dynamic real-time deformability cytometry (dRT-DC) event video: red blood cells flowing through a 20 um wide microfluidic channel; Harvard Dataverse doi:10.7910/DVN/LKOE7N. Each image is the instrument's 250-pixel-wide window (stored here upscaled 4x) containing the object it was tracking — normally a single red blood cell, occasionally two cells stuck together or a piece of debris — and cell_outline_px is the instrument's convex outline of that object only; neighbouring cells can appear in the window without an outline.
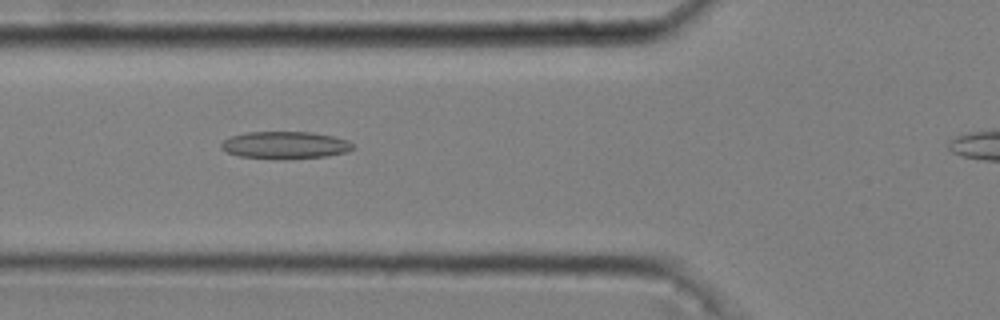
{"species": "common noctule bat (a hibernating species)", "species_latin": "Nyctalus noctula", "temperature_condition": "cold", "stored_images_in_passage": 33, "camera_frame_rate_fps": 3000, "um_per_image_px": 0.085, "animal": {"sex": "male", "body_mass_g": 20.4}, "frame": {"image": 1, "passage_image": 4, "time_ms": 1.0, "image_size_px": [1000, 320], "cell_outline_px": [[356, 148], [348, 152], [328, 156], [284, 160], [280, 160], [240, 156], [228, 152], [220, 148], [220, 144], [224, 140], [232, 136], [244, 132], [312, 132], [332, 136], [348, 140]], "centroid_in_image_um": [24.26, 12.35], "position_along_channel_um": 101.5, "area_um2": 21.27}}
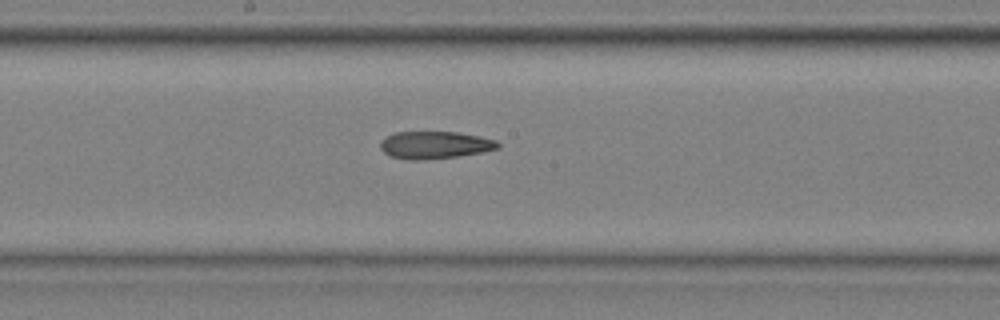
{"frame": {"image": 2, "passage_image": 13, "time_ms": 4.0, "image_size_px": [1000, 320], "cell_outline_px": [[500, 148], [484, 152], [460, 156], [420, 160], [412, 160], [388, 156], [380, 148], [380, 140], [396, 132], [456, 132], [480, 136], [496, 140], [500, 144]], "centroid_in_image_um": [36.98, 12.33], "position_along_channel_um": 211.2, "area_um2": 18.9}}
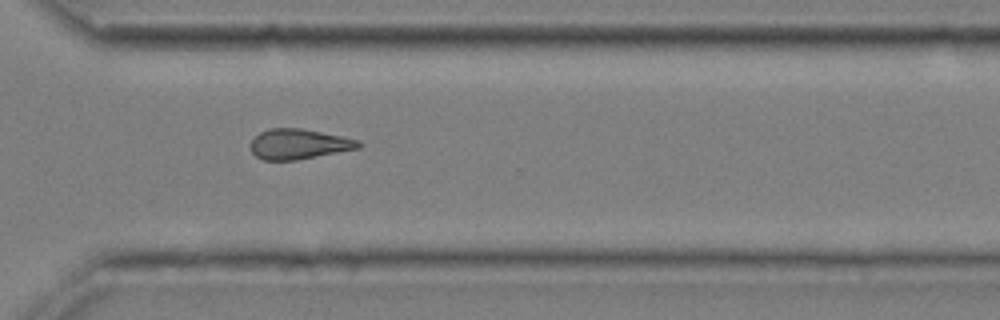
{"frame": {"image": 3, "passage_image": 24, "time_ms": 7.667, "image_size_px": [1000, 320], "cell_outline_px": [[364, 144], [360, 148], [296, 160], [264, 160], [256, 156], [252, 152], [248, 144], [260, 132], [268, 128], [300, 128], [360, 140]], "centroid_in_image_um": [25.39, 12.25], "position_along_channel_um": 345.2, "area_um2": 19.02}}